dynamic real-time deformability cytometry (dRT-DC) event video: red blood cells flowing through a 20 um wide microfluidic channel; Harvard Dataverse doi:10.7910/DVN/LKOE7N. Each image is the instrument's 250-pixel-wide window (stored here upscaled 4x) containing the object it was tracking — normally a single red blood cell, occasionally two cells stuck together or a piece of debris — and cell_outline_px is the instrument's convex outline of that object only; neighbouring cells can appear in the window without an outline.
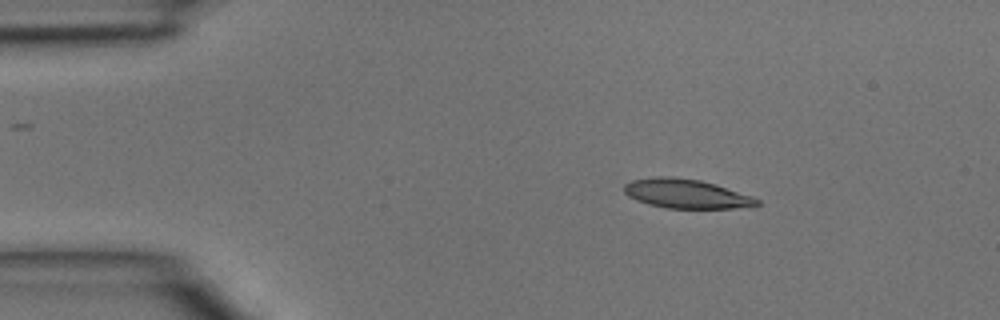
{"species": "common noctule bat (a hibernating species)", "species_latin": "Nyctalus noctula", "temperature_condition": "room temperature", "stored_images_in_passage": 3, "camera_frame_rate_fps": 3000, "um_per_image_px": 0.085, "animal": {"sex": "male", "body_mass_g": 15.6}, "frame": {"image": 1, "passage_image": 1, "time_ms": 0.0, "image_size_px": [1000, 320], "cell_outline_px": [[760, 204], [732, 208], [668, 208], [648, 204], [636, 200], [628, 196], [624, 192], [624, 184], [632, 180], [656, 176], [672, 176], [700, 180], [716, 184], [752, 196], [760, 200]], "centroid_in_image_um": [58.29, 16.45], "position_along_channel_um": 26.7, "area_um2": 22.54}}
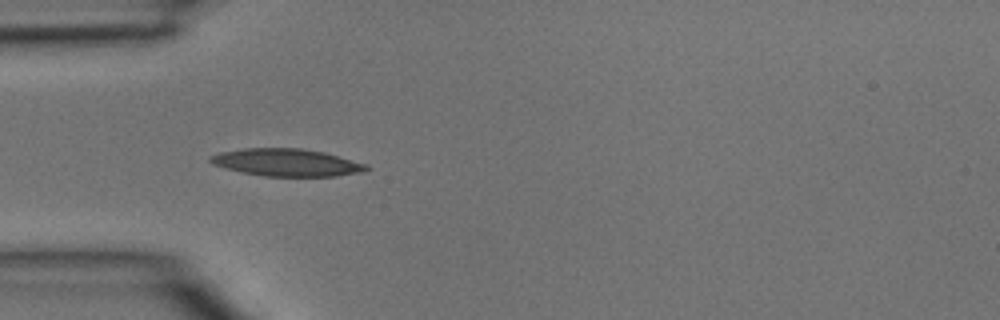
{"frame": {"image": 2, "passage_image": 3, "time_ms": 0.667, "image_size_px": [1000, 320], "cell_outline_px": [[372, 168], [364, 172], [336, 176], [264, 176], [244, 172], [212, 164], [208, 160], [208, 156], [220, 152], [244, 148], [300, 148], [324, 152], [368, 164]], "centroid_in_image_um": [24.41, 13.81], "position_along_channel_um": 60.6, "area_um2": 24.97}}